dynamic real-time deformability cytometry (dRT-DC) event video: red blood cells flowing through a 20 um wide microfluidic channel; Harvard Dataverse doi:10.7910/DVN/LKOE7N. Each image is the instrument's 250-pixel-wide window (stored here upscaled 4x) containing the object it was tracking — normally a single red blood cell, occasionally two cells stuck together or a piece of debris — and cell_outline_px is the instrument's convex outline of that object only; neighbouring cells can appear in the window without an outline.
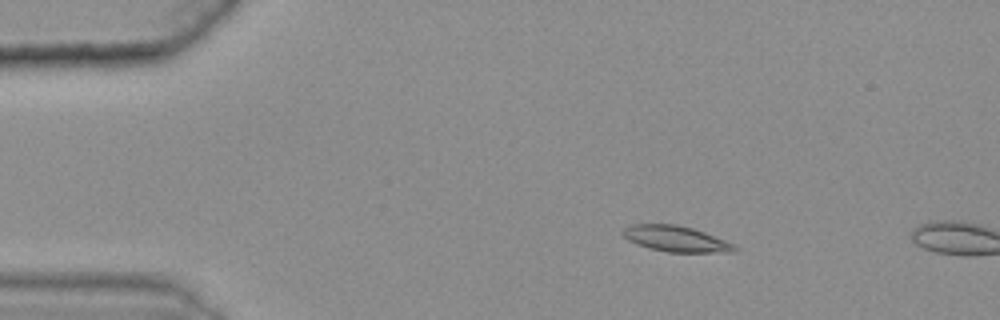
{"species": "common noctule bat (a hibernating species)", "species_latin": "Nyctalus noctula", "temperature_condition": "warm", "stored_images_in_passage": 3, "camera_frame_rate_fps": 3000, "um_per_image_px": 0.085, "animal": {"sex": "female", "body_mass_g": 25.1}, "frame": {"image": 1, "passage_image": 1, "time_ms": 0.0, "image_size_px": [1000, 320], "cell_outline_px": [[740, 248], [736, 252], [668, 252], [648, 248], [636, 244], [628, 240], [620, 232], [624, 228], [632, 224], [676, 224], [692, 228], [704, 232], [724, 240]], "centroid_in_image_um": [57.43, 20.3], "position_along_channel_um": 27.6, "area_um2": 16.82}}